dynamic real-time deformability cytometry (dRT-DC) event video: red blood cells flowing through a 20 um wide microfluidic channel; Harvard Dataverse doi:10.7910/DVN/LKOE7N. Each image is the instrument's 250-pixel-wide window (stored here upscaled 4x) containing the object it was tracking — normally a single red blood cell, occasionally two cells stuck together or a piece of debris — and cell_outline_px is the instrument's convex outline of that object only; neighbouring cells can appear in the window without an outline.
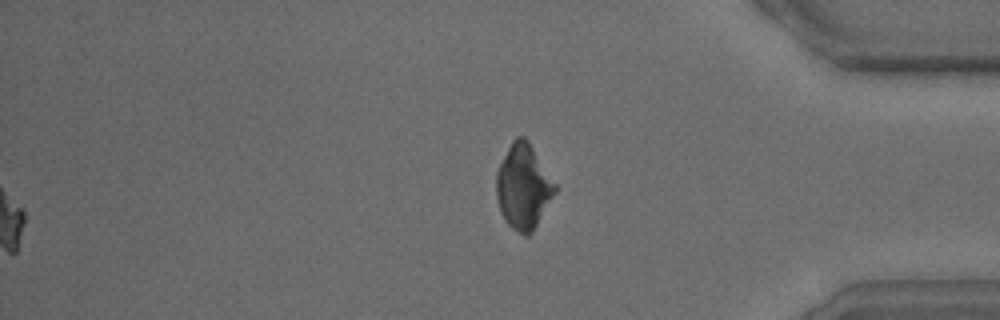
{"species": "common noctule bat (a hibernating species)", "species_latin": "Nyctalus noctula", "temperature_condition": "warm", "stored_images_in_passage": 56, "segment_of_instrument_passage": [2, 2], "camera_frame_rate_fps": 3000, "um_per_image_px": 0.085, "animal": {"sex": "male", "body_mass_g": 15.6}, "frame": {"image": 1, "passage_image": 56, "time_ms": 18.333, "image_size_px": [1000, 320], "cell_outline_px": [[556, 192], [532, 232], [528, 236], [524, 236], [512, 228], [504, 220], [496, 196], [496, 172], [512, 140], [516, 136], [524, 136], [528, 140], [556, 184]], "centroid_in_image_um": [44.48, 15.86], "position_along_channel_um": 390.7, "area_um2": 28.78}}